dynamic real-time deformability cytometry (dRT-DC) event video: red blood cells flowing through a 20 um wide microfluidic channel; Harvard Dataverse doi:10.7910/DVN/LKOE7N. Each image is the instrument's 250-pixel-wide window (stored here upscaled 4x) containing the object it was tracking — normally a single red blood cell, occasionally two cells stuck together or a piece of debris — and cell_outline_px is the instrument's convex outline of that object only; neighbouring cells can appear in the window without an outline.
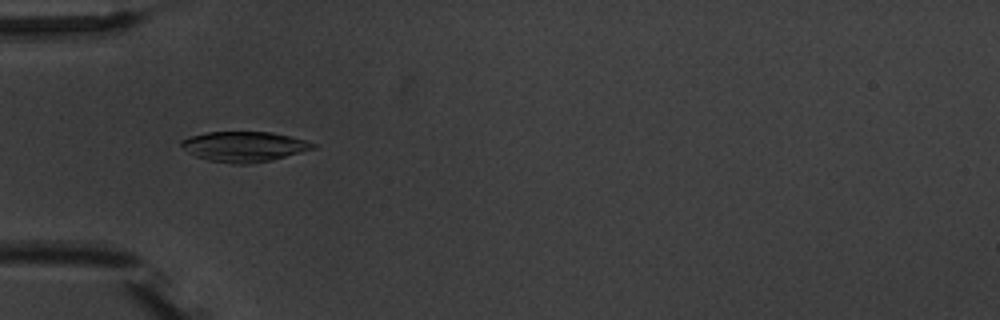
{"species": "common noctule bat (a hibernating species)", "species_latin": "Nyctalus noctula", "temperature_condition": "warm", "stored_images_in_passage": 7, "camera_frame_rate_fps": 3000, "um_per_image_px": 0.085, "animal": {"sex": "male", "body_mass_g": 20.1, "forearm_length_mm": 53.5}, "frame": {"image": 1, "passage_image": 6, "time_ms": 5.667, "image_size_px": [1000, 320], "cell_outline_px": [[316, 148], [272, 160], [248, 164], [232, 164], [208, 160], [196, 156], [188, 152], [180, 144], [180, 140], [192, 136], [208, 132], [272, 132], [304, 140], [316, 144]], "centroid_in_image_um": [20.75, 12.46], "position_along_channel_um": 64.3, "area_um2": 23.0}}